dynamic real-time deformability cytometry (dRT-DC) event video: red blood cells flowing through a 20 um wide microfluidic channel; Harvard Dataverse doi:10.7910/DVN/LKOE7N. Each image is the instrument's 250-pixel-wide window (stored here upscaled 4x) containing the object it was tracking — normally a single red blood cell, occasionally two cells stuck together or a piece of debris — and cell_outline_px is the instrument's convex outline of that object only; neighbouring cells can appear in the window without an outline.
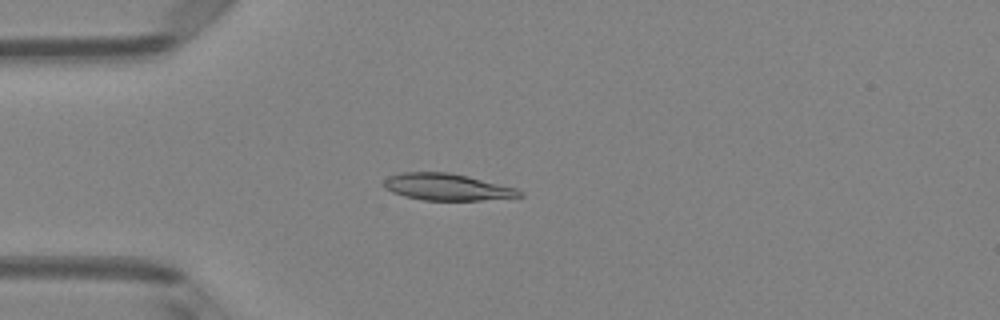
{"species": "Egyptian fruit bat (a non-hibernating species)", "species_latin": "Rousettus aegyptiacus", "temperature_condition": "room temperature", "stored_images_in_passage": 51, "camera_frame_rate_fps": 3000, "um_per_image_px": 0.085, "animal": {"sex": "female"}, "frame": {"image": 1, "passage_image": 14, "time_ms": 4.333, "image_size_px": [1000, 320], "cell_outline_px": [[524, 196], [480, 200], [424, 200], [404, 196], [392, 192], [384, 188], [384, 180], [388, 176], [400, 172], [448, 172], [468, 176], [516, 188], [524, 192]], "centroid_in_image_um": [37.98, 15.89], "position_along_channel_um": 47.0, "area_um2": 21.15}}
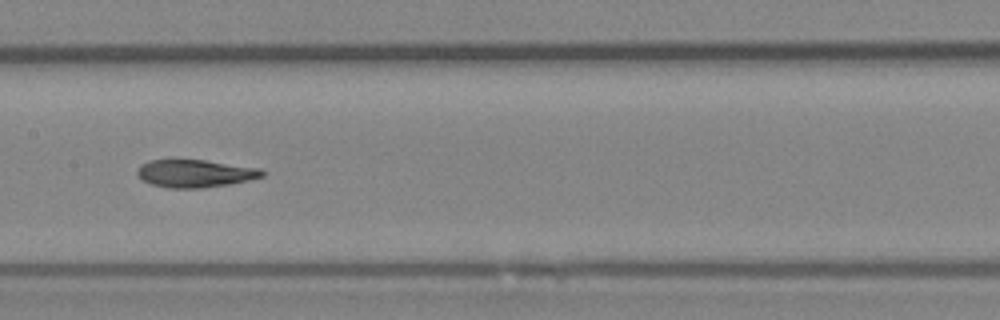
{"frame": {"image": 2, "passage_image": 26, "time_ms": 8.333, "image_size_px": [1000, 320], "cell_outline_px": [[264, 176], [248, 180], [228, 184], [200, 188], [168, 188], [152, 184], [144, 180], [136, 172], [140, 164], [148, 160], [172, 156], [204, 160], [260, 168], [264, 172]], "centroid_in_image_um": [16.5, 14.69], "position_along_channel_um": 190.9, "area_um2": 20.75}}
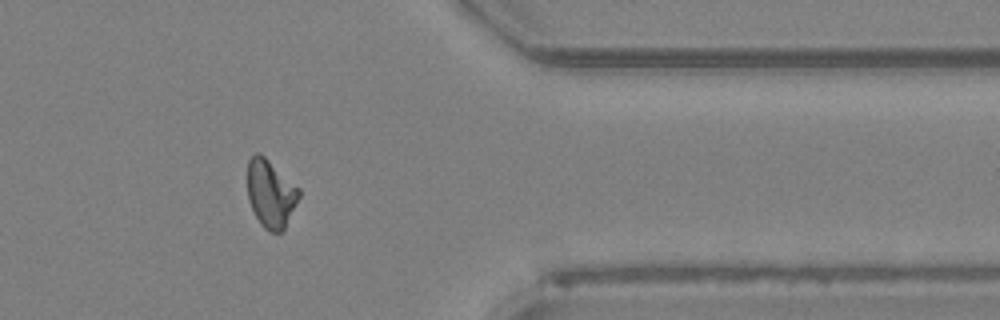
{"frame": {"image": 3, "passage_image": 42, "time_ms": 13.667, "image_size_px": [1000, 320], "cell_outline_px": [[300, 196], [284, 232], [268, 232], [260, 224], [248, 200], [248, 160], [256, 152], [260, 152], [300, 188]], "centroid_in_image_um": [23.03, 16.47], "position_along_channel_um": 388.4, "area_um2": 20.58}, "authors_computed_cell_mechanics": {"area_um2": 20.8658, "velocity_mm_per_s": 3.9953, "shape_relaxation_time_tau1_ms": 9.8831, "shape_relaxation_time_tau2_ms": 3.6041, "deformation_change_tau1": 0.2096, "deformation_change_tau2": 0.0869}}